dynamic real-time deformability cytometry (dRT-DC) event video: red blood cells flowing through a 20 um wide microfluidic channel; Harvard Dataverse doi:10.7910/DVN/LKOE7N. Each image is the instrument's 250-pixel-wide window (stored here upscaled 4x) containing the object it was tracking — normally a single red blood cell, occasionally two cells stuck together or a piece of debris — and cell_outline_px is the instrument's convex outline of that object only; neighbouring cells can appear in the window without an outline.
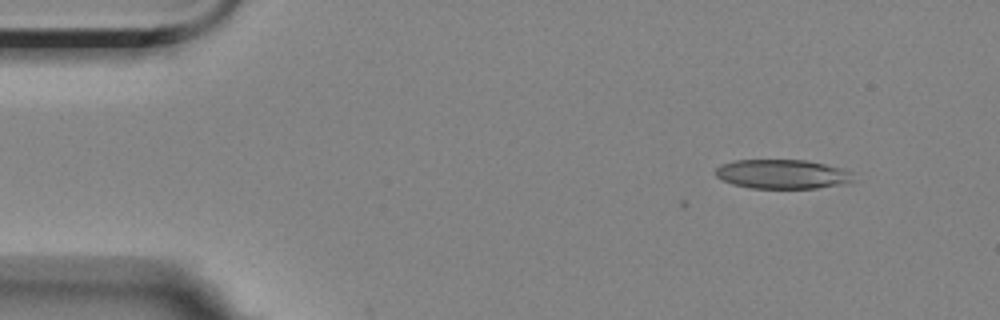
{"species": "Egyptian fruit bat (a non-hibernating species)", "species_latin": "Rousettus aegyptiacus", "temperature_condition": "room temperature", "stored_images_in_passage": 3, "camera_frame_rate_fps": 3000, "um_per_image_px": 0.085, "animal": {"sex": "female"}, "frame": {"image": 1, "passage_image": 3, "time_ms": 2.0, "image_size_px": [1000, 320], "cell_outline_px": [[856, 180], [848, 184], [816, 188], [748, 188], [732, 184], [716, 176], [716, 168], [720, 164], [736, 160], [808, 160], [840, 168], [852, 172]], "centroid_in_image_um": [66.54, 14.81], "position_along_channel_um": 18.5, "area_um2": 23.7}}